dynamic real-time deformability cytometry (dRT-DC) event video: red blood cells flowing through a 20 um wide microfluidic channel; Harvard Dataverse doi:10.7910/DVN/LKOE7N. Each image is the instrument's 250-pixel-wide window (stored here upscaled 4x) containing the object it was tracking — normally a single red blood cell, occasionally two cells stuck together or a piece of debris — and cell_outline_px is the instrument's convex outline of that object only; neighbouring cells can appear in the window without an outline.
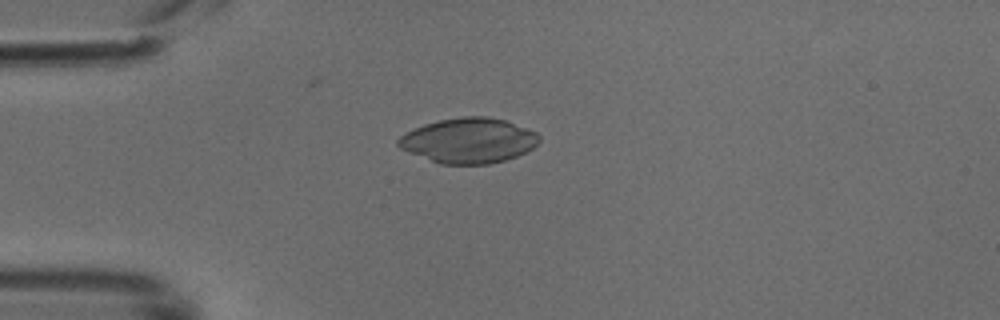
{"species": "common noctule bat (a hibernating species)", "species_latin": "Nyctalus noctula", "temperature_condition": "cold", "stored_images_in_passage": 47, "camera_frame_rate_fps": 3000, "um_per_image_px": 0.085, "animal": {"sex": "male", "body_mass_g": 18.8}, "frame": {"image": 1, "passage_image": 10, "time_ms": 3.0, "image_size_px": [1000, 320], "cell_outline_px": [[540, 140], [532, 148], [516, 156], [504, 160], [488, 164], [440, 164], [400, 148], [396, 144], [396, 140], [400, 136], [424, 124], [440, 120], [464, 116], [488, 116], [504, 120], [536, 132], [540, 136]], "centroid_in_image_um": [39.83, 11.94], "position_along_channel_um": 45.2, "area_um2": 36.65}}
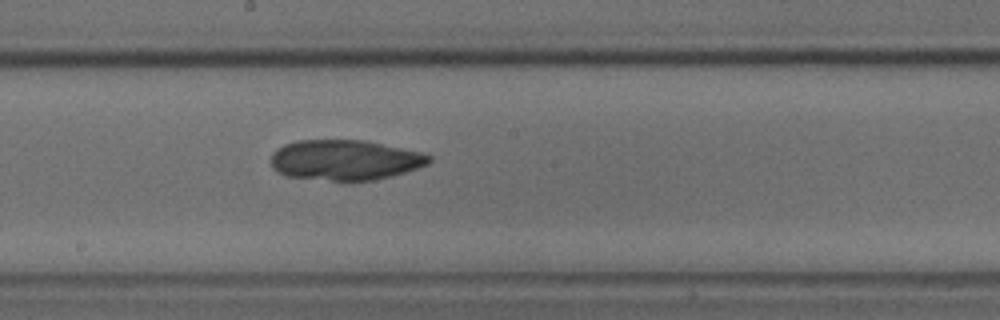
{"frame": {"image": 2, "passage_image": 24, "time_ms": 7.667, "image_size_px": [1000, 320], "cell_outline_px": [[432, 160], [428, 164], [392, 176], [376, 180], [344, 184], [288, 176], [276, 172], [272, 168], [272, 152], [276, 148], [284, 144], [296, 140], [364, 140], [424, 152], [432, 156]], "centroid_in_image_um": [29.32, 13.64], "position_along_channel_um": 218.9, "area_um2": 38.32}}
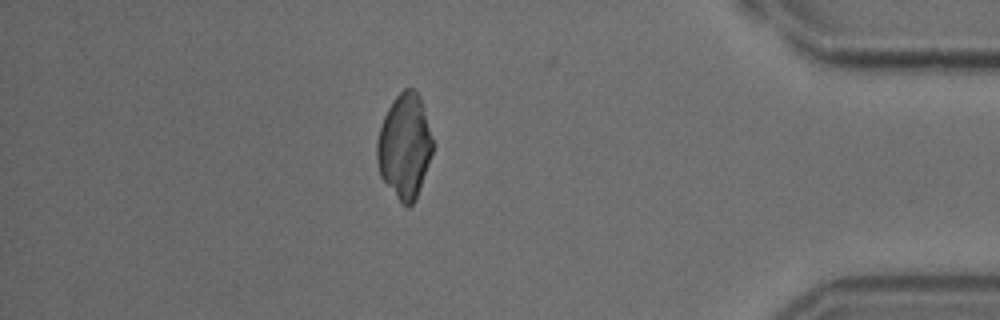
{"frame": {"image": 3, "passage_image": 40, "time_ms": 13.0, "image_size_px": [1000, 320], "cell_outline_px": [[432, 152], [416, 200], [408, 208], [396, 196], [380, 176], [376, 160], [376, 140], [384, 116], [388, 108], [396, 96], [404, 88], [412, 88], [420, 96], [432, 140]], "centroid_in_image_um": [34.36, 12.43], "position_along_channel_um": 400.8, "area_um2": 33.52}}